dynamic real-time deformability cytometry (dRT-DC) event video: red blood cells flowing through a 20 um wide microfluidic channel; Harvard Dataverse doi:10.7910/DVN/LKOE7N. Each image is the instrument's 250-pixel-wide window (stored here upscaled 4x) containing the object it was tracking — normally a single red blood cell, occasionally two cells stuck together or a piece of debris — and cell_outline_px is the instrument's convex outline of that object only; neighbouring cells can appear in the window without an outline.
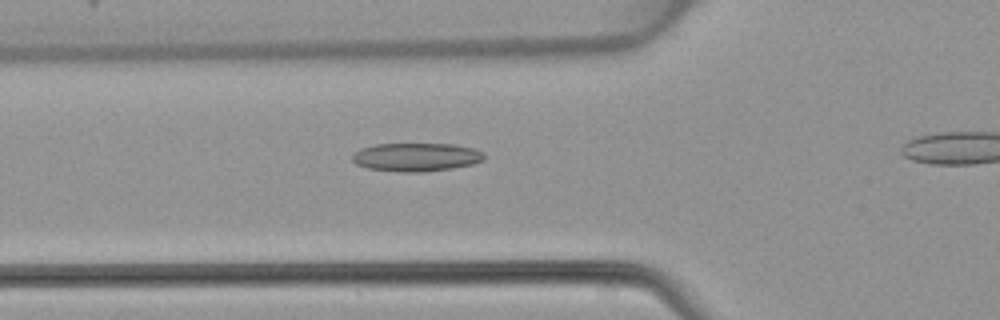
{"species": "common noctule bat (a hibernating species)", "species_latin": "Nyctalus noctula", "temperature_condition": "warm", "stored_images_in_passage": 34, "camera_frame_rate_fps": 3000, "um_per_image_px": 0.085, "animal": {"sex": "female", "body_mass_g": 22.7, "forearm_length_mm": 54.2}, "frame": {"image": 1, "passage_image": 12, "time_ms": 3.667, "image_size_px": [1000, 320], "cell_outline_px": [[484, 160], [472, 164], [452, 168], [420, 172], [400, 172], [368, 168], [356, 164], [352, 160], [352, 152], [360, 148], [376, 144], [452, 144], [472, 148], [484, 152]], "centroid_in_image_um": [35.35, 13.35], "position_along_channel_um": 90.5, "area_um2": 21.85}}
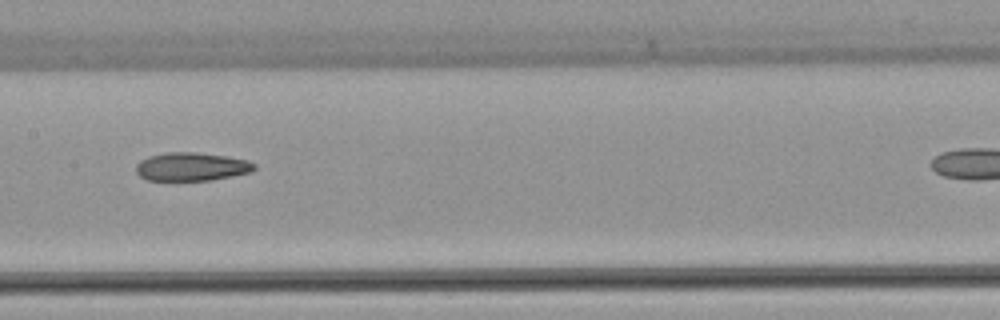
{"frame": {"image": 2, "passage_image": 19, "time_ms": 6.0, "image_size_px": [1000, 320], "cell_outline_px": [[256, 168], [252, 172], [212, 180], [148, 180], [140, 176], [136, 172], [136, 164], [140, 160], [148, 156], [164, 152], [196, 152], [224, 156], [248, 160], [256, 164]], "centroid_in_image_um": [16.28, 14.16], "position_along_channel_um": 191.1, "area_um2": 19.65}}
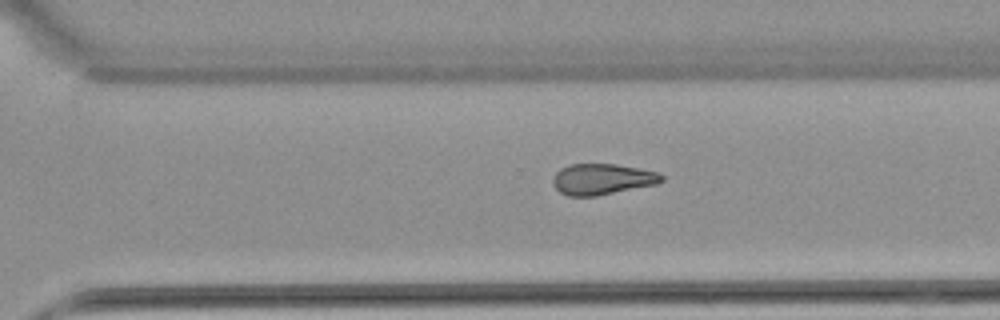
{"frame": {"image": 3, "passage_image": 28, "time_ms": 9.0, "image_size_px": [1000, 320], "cell_outline_px": [[664, 180], [656, 184], [596, 196], [568, 196], [560, 192], [552, 184], [552, 180], [556, 172], [560, 168], [568, 164], [616, 164], [660, 172], [664, 176]], "centroid_in_image_um": [51.18, 15.22], "position_along_channel_um": 319.4, "area_um2": 19.71}}